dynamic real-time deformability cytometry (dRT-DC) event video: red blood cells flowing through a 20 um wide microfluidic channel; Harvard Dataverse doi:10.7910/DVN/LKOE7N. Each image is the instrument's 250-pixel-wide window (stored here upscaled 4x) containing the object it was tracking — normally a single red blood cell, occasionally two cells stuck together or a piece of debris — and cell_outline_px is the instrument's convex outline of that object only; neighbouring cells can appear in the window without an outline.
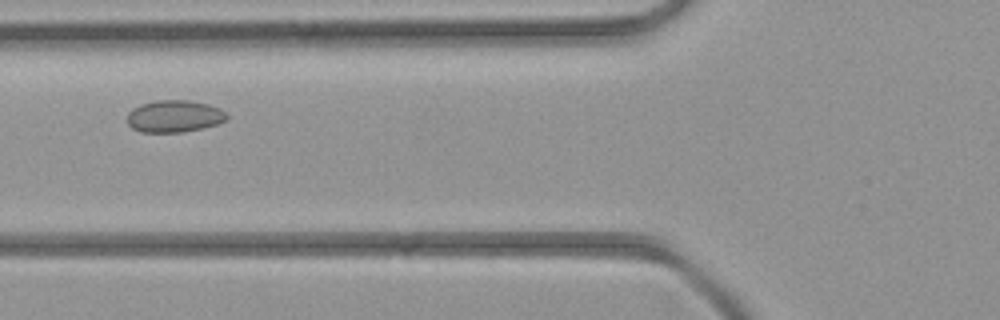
{"species": "common noctule bat (a hibernating species)", "species_latin": "Nyctalus noctula", "temperature_condition": "room temperature", "stored_images_in_passage": 3, "camera_frame_rate_fps": 3000, "um_per_image_px": 0.085, "animal": {"sex": "female", "body_mass_g": 21.9}, "frame": {"image": 1, "passage_image": 3, "time_ms": 2.333, "image_size_px": [1000, 320], "cell_outline_px": [[228, 120], [216, 124], [184, 132], [140, 132], [132, 128], [128, 124], [128, 112], [132, 108], [140, 104], [156, 100], [188, 100], [208, 104], [220, 108], [228, 116]], "centroid_in_image_um": [14.8, 9.87], "position_along_channel_um": 111.0, "area_um2": 18.67}}